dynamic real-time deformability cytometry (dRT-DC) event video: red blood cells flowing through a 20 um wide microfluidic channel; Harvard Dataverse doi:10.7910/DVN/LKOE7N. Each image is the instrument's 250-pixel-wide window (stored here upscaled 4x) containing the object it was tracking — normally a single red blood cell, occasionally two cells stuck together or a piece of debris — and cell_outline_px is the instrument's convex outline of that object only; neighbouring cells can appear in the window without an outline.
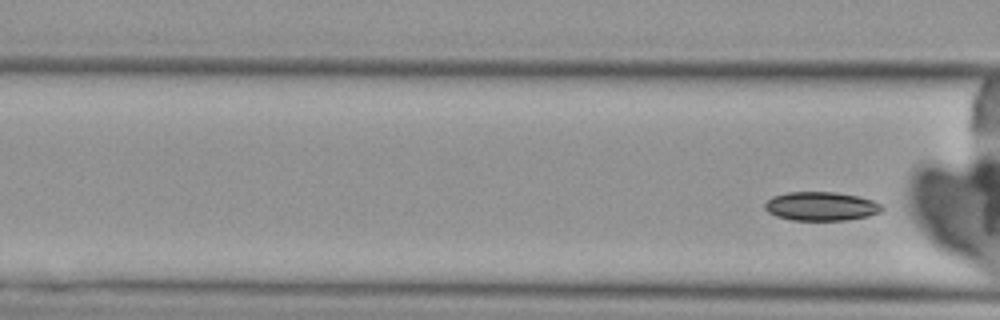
{"species": "Egyptian fruit bat (a non-hibernating species)", "species_latin": "Rousettus aegyptiacus", "temperature_condition": "cold", "stored_images_in_passage": 7, "camera_frame_rate_fps": 3000, "um_per_image_px": 0.085, "animal": {"sex": "female"}, "frame": {"image": 1, "passage_image": 7, "time_ms": 8.667, "image_size_px": [1000, 320], "cell_outline_px": [[884, 208], [880, 212], [868, 216], [844, 220], [792, 220], [776, 216], [768, 212], [764, 208], [764, 204], [772, 196], [788, 192], [832, 192], [856, 196], [872, 200], [880, 204]], "centroid_in_image_um": [69.76, 17.53], "position_along_channel_um": 96.8, "area_um2": 19.54}}